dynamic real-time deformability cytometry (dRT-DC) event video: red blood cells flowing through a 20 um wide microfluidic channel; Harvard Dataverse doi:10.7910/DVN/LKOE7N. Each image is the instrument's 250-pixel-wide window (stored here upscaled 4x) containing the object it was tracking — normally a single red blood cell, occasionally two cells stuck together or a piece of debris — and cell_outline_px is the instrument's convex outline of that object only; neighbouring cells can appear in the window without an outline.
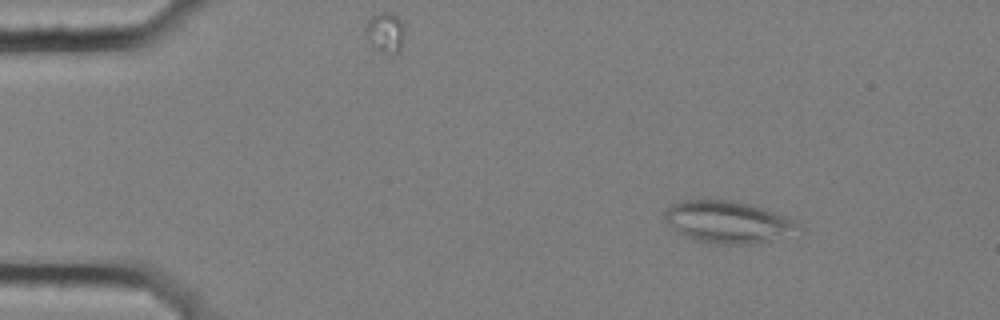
{"species": "common noctule bat (a hibernating species)", "species_latin": "Nyctalus noctula", "temperature_condition": "cold", "stored_images_in_passage": 4, "camera_frame_rate_fps": 3000, "um_per_image_px": 0.085, "animal": {"sex": "female", "body_mass_g": 25.1}, "frame": {"image": 1, "passage_image": 2, "time_ms": 0.333, "image_size_px": [1000, 320], "cell_outline_px": [[804, 232], [752, 244], [720, 244], [696, 240], [676, 232], [664, 220], [664, 212], [672, 204], [684, 200], [732, 200], [752, 204], [800, 220], [804, 228]], "centroid_in_image_um": [61.99, 18.87], "position_along_channel_um": 23.0, "area_um2": 33.41}}